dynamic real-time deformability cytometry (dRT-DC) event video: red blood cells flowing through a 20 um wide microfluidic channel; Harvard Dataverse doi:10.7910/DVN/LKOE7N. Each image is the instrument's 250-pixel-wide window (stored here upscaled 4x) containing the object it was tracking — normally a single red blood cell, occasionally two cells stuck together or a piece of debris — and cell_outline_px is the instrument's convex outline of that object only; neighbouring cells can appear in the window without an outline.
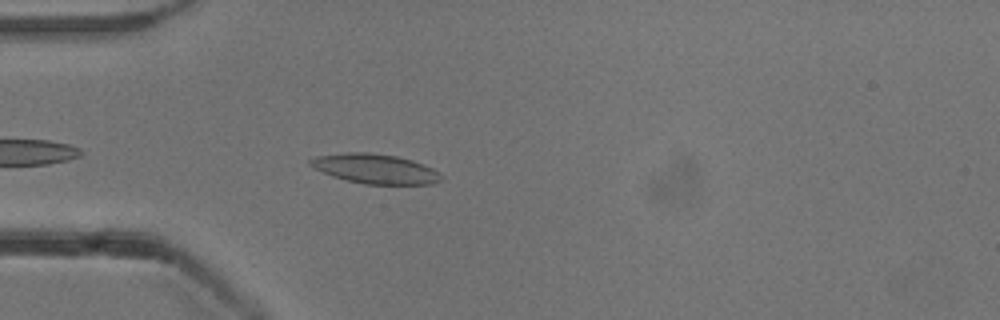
{"species": "common noctule bat (a hibernating species)", "species_latin": "Nyctalus noctula", "temperature_condition": "cold", "stored_images_in_passage": 28, "camera_frame_rate_fps": 3000, "um_per_image_px": 0.085, "animal": {"sex": "male", "body_mass_g": 13.3}, "frame": {"image": 1, "passage_image": 4, "time_ms": 1.0, "image_size_px": [1000, 320], "cell_outline_px": [[444, 176], [440, 180], [432, 184], [364, 184], [332, 176], [312, 168], [308, 164], [308, 160], [316, 156], [344, 152], [368, 152], [396, 156], [412, 160], [424, 164], [440, 172]], "centroid_in_image_um": [31.87, 14.34], "position_along_channel_um": 53.1, "area_um2": 22.77}}
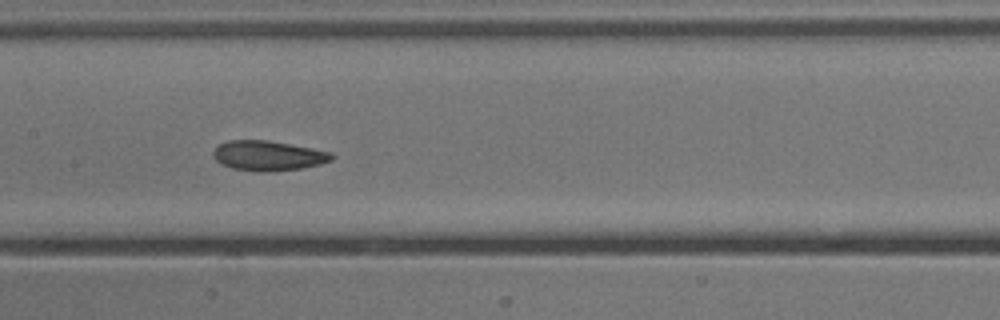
{"frame": {"image": 2, "passage_image": 15, "time_ms": 4.667, "image_size_px": [1000, 320], "cell_outline_px": [[336, 156], [332, 160], [320, 164], [300, 168], [268, 172], [256, 172], [232, 168], [220, 164], [212, 156], [212, 152], [220, 144], [228, 140], [268, 140], [312, 148], [332, 152]], "centroid_in_image_um": [22.79, 13.23], "position_along_channel_um": 184.6, "area_um2": 20.81}}
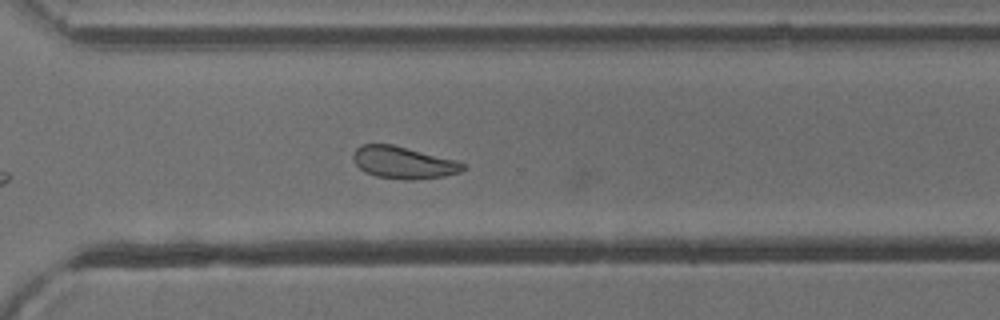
{"frame": {"image": 3, "passage_image": 27, "time_ms": 8.667, "image_size_px": [1000, 320], "cell_outline_px": [[468, 168], [460, 172], [444, 176], [408, 180], [404, 180], [376, 176], [364, 172], [352, 160], [352, 156], [356, 148], [360, 144], [392, 144], [456, 160], [468, 164]], "centroid_in_image_um": [34.3, 13.82], "position_along_channel_um": 336.3, "area_um2": 20.69}}